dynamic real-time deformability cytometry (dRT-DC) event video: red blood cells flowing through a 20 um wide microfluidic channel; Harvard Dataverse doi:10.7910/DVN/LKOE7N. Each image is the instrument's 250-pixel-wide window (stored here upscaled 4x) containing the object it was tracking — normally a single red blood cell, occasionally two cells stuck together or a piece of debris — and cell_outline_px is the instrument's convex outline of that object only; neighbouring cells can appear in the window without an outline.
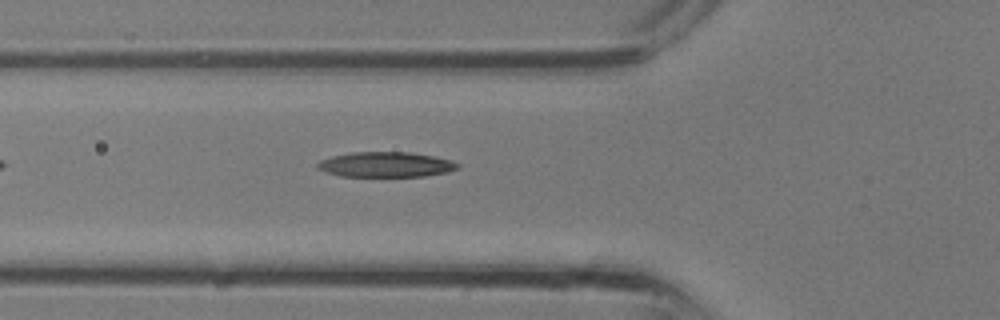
{"species": "common noctule bat (a hibernating species)", "species_latin": "Nyctalus noctula", "temperature_condition": "room temperature", "stored_images_in_passage": 4, "camera_frame_rate_fps": 3000, "um_per_image_px": 0.085, "animal": {"sex": "male", "body_mass_g": 13.3}, "frame": {"image": 1, "passage_image": 4, "time_ms": 1.0, "image_size_px": [1000, 320], "cell_outline_px": [[460, 168], [448, 172], [424, 176], [340, 176], [316, 168], [316, 164], [320, 160], [332, 156], [352, 152], [408, 152], [432, 156], [452, 160], [460, 164]], "centroid_in_image_um": [32.81, 13.98], "position_along_channel_um": 93.0, "area_um2": 20.52}}